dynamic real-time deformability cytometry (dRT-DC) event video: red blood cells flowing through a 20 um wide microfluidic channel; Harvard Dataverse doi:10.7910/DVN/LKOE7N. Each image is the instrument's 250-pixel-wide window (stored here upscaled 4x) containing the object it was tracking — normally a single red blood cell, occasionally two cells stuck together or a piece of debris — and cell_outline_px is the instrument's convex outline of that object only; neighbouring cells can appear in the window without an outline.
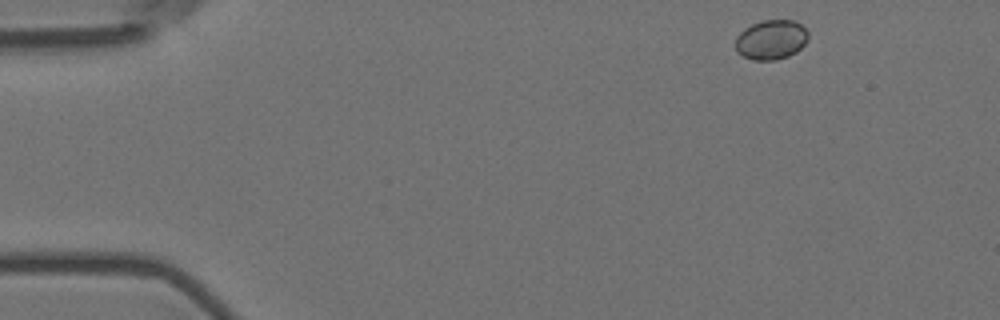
{"species": "Egyptian fruit bat (a non-hibernating species)", "species_latin": "Rousettus aegyptiacus", "temperature_condition": "room temperature", "stored_images_in_passage": 5, "camera_frame_rate_fps": 3000, "um_per_image_px": 0.085, "animal": {"sex": "female"}, "frame": {"image": 1, "passage_image": 1, "time_ms": 0.0, "image_size_px": [1000, 320], "cell_outline_px": [[808, 40], [796, 52], [788, 56], [776, 60], [752, 60], [736, 52], [736, 36], [744, 28], [752, 24], [764, 20], [792, 20], [800, 24], [808, 32]], "centroid_in_image_um": [65.54, 3.38], "position_along_channel_um": 19.5, "area_um2": 16.82}}
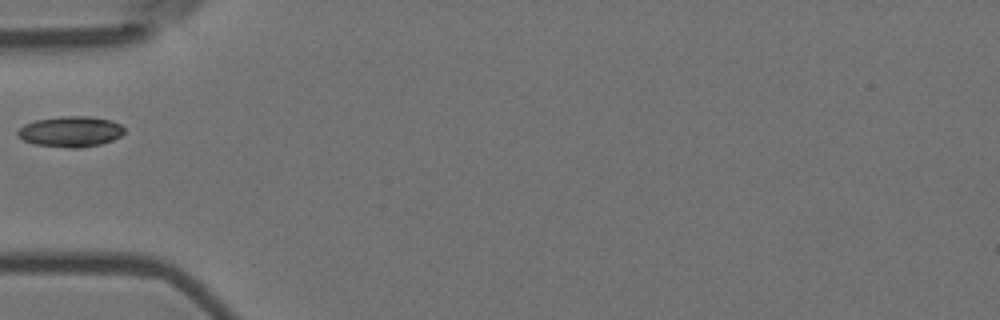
{"frame": {"image": 2, "passage_image": 4, "time_ms": 1.0, "image_size_px": [1000, 320], "cell_outline_px": [[124, 132], [120, 136], [112, 140], [100, 144], [80, 148], [68, 148], [32, 144], [24, 140], [16, 132], [24, 124], [36, 120], [60, 116], [92, 116], [112, 120], [120, 124], [124, 128]], "centroid_in_image_um": [6.01, 11.18], "position_along_channel_um": 79.0, "area_um2": 19.13}}
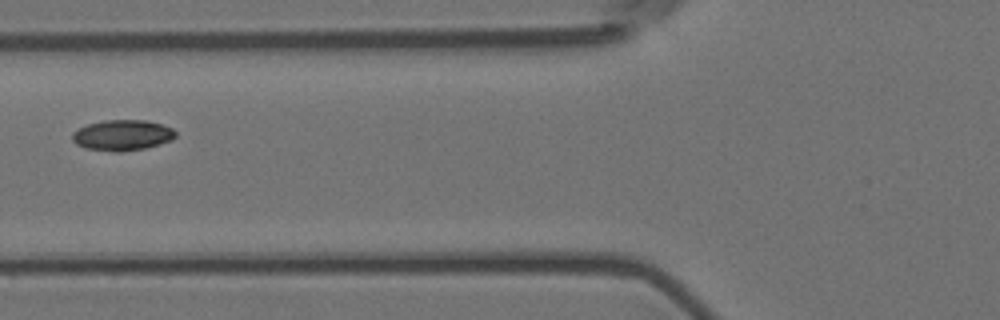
{"frame": {"image": 3, "passage_image": 5, "time_ms": 1.333, "image_size_px": [1000, 320], "cell_outline_px": [[176, 136], [172, 140], [160, 144], [144, 148], [124, 152], [116, 152], [84, 148], [76, 144], [72, 140], [72, 132], [88, 124], [104, 120], [144, 120], [160, 124], [172, 128], [176, 132]], "centroid_in_image_um": [10.39, 11.5], "position_along_channel_um": 115.4, "area_um2": 18.5}}